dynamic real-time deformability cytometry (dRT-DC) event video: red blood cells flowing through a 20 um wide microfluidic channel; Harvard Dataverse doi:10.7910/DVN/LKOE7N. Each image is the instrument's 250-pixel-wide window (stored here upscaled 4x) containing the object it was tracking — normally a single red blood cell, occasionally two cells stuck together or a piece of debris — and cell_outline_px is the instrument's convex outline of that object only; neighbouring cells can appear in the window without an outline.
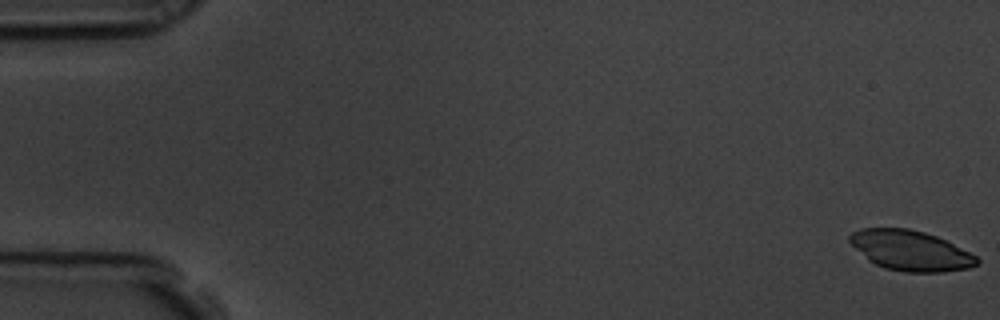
{"species": "common noctule bat (a hibernating species)", "species_latin": "Nyctalus noctula", "temperature_condition": "room temperature", "stored_images_in_passage": 59, "camera_frame_rate_fps": 3000, "um_per_image_px": 0.085, "animal": {"sex": "male", "body_mass_g": 19.5, "forearm_length_mm": 54.6}, "frame": {"image": 1, "passage_image": 1, "time_ms": 0.0, "image_size_px": [1000, 320], "cell_outline_px": [[980, 260], [976, 264], [968, 268], [940, 272], [904, 272], [884, 268], [868, 260], [848, 240], [848, 236], [852, 232], [860, 228], [908, 228], [924, 232], [936, 236], [976, 256]], "centroid_in_image_um": [77.36, 21.29], "position_along_channel_um": 7.6, "area_um2": 29.42}}
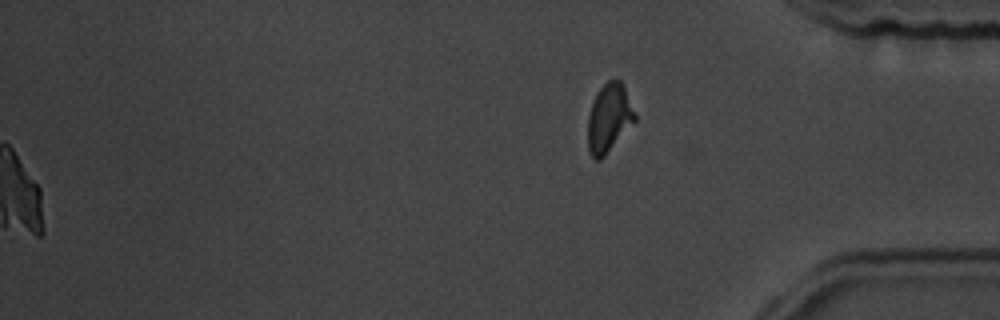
{"frame": {"image": 2, "passage_image": 59, "time_ms": 19.333, "image_size_px": [1000, 320], "cell_outline_px": [[636, 120], [604, 156], [600, 160], [596, 160], [592, 156], [588, 148], [588, 116], [596, 92], [608, 80], [620, 80], [636, 112]], "centroid_in_image_um": [51.76, 10.03], "position_along_channel_um": 383.4, "area_um2": 18.55}}